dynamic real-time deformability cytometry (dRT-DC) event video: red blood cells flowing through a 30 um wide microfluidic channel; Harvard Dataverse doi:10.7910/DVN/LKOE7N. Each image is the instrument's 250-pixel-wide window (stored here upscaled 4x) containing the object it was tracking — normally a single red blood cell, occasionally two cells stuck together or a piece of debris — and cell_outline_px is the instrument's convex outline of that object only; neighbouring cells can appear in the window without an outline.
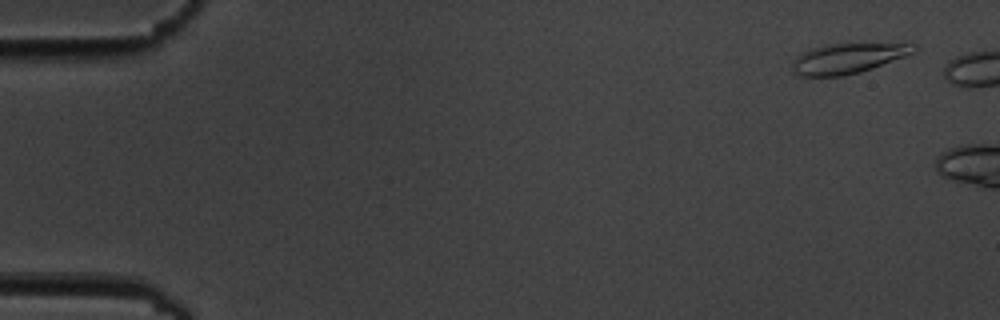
{"species": "common noctule bat (a hibernating species)", "species_latin": "Nyctalus noctula", "temperature_condition": "cold", "stored_images_in_passage": 3, "camera_frame_rate_fps": 3000, "um_per_image_px": 0.085, "animal": {"sex": "male", "body_mass_g": 19.5, "forearm_length_mm": 54.6}, "frame": {"image": 1, "passage_image": 1, "time_ms": 0.0, "image_size_px": [1000, 320], "cell_outline_px": [[916, 52], [872, 68], [860, 72], [844, 76], [796, 76], [792, 68], [792, 64], [796, 56], [800, 52], [812, 48], [828, 44], [904, 40], [916, 44]], "centroid_in_image_um": [72.18, 4.9], "position_along_channel_um": 12.8, "area_um2": 22.48}}